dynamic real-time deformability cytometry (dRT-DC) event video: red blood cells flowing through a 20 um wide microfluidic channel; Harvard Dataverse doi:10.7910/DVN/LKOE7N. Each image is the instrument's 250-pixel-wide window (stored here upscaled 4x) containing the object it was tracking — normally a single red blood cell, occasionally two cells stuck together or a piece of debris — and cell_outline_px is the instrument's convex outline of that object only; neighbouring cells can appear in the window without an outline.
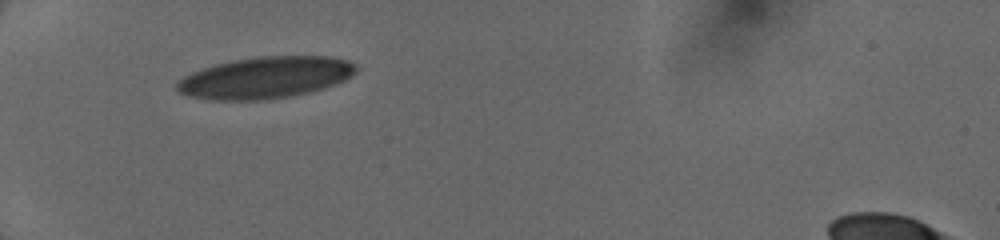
{"species": "human", "species_latin": "Homo sapiens", "temperature_condition": "cold", "stored_images_in_passage": 19, "camera_frame_rate_fps": 3000, "um_per_image_px": 0.085, "donor": {"sex": "female"}, "frame": {"image": 1, "passage_image": 1, "time_ms": 0.0, "image_size_px": [1000, 240], "cell_outline_px": [[360, 68], [352, 76], [344, 80], [324, 88], [292, 96], [260, 100], [212, 100], [188, 96], [180, 92], [176, 88], [176, 80], [192, 72], [216, 64], [232, 60], [260, 56], [332, 56], [348, 60], [356, 64]], "centroid_in_image_um": [22.58, 6.59], "position_along_channel_um": 62.4, "area_um2": 43.64}}
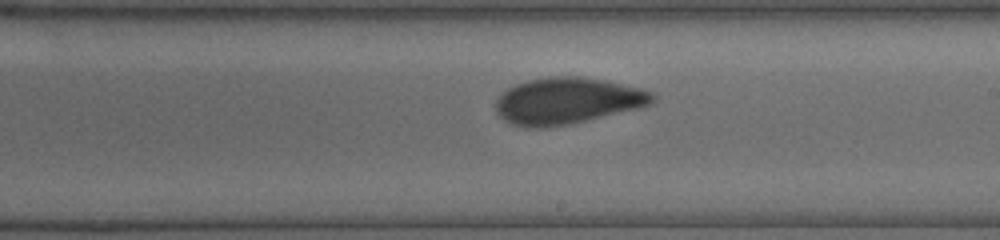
{"frame": {"image": 2, "passage_image": 10, "time_ms": 4.667, "image_size_px": [1000, 240], "cell_outline_px": [[656, 100], [652, 104], [640, 108], [568, 124], [544, 128], [528, 128], [512, 124], [504, 120], [496, 112], [496, 100], [508, 88], [516, 84], [528, 80], [552, 76], [580, 76], [604, 80], [644, 88], [652, 92], [656, 96]], "centroid_in_image_um": [48.26, 8.57], "position_along_channel_um": 240.7, "area_um2": 42.6}}
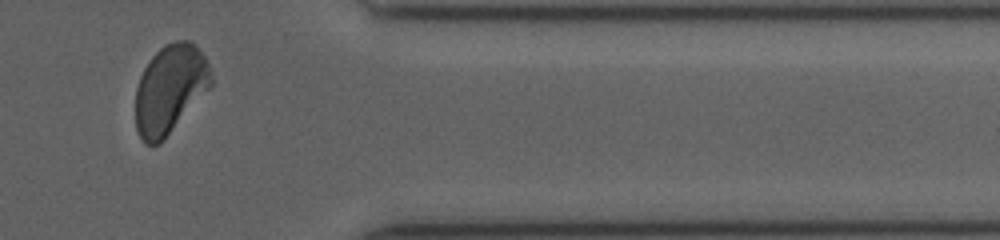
{"frame": {"image": 3, "passage_image": 17, "time_ms": 8.667, "image_size_px": [1000, 240], "cell_outline_px": [[212, 84], [168, 132], [156, 144], [144, 144], [136, 128], [136, 88], [140, 76], [144, 68], [152, 56], [164, 44], [176, 40], [192, 40], [204, 56], [212, 68]], "centroid_in_image_um": [14.44, 7.49], "position_along_channel_um": 397.0, "area_um2": 38.26}}